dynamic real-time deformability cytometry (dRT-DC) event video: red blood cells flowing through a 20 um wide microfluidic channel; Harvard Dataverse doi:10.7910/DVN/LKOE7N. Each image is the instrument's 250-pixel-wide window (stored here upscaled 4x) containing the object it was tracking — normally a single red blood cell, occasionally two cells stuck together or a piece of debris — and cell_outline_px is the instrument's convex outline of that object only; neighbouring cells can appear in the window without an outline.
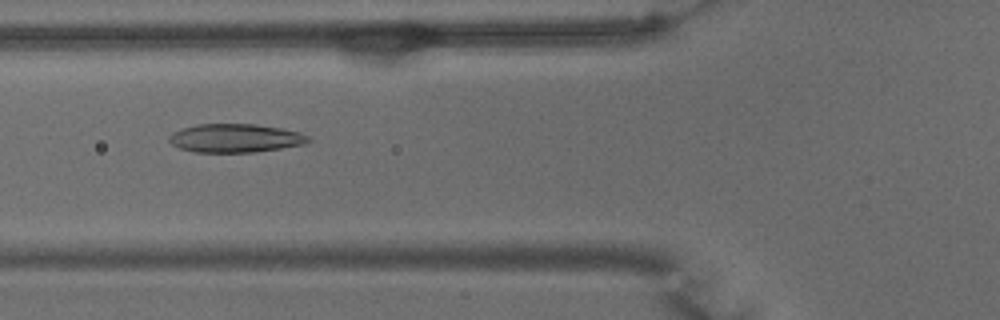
{"species": "common noctule bat (a hibernating species)", "species_latin": "Nyctalus noctula", "temperature_condition": "warm", "stored_images_in_passage": 54, "camera_frame_rate_fps": 3000, "um_per_image_px": 0.085, "animal": {"sex": "male", "body_mass_g": 15.6}, "frame": {"image": 1, "passage_image": 20, "time_ms": 6.333, "image_size_px": [1000, 320], "cell_outline_px": [[312, 140], [304, 144], [280, 148], [252, 152], [196, 152], [180, 148], [172, 144], [168, 140], [168, 136], [172, 132], [196, 124], [256, 124], [280, 128], [300, 132], [308, 136]], "centroid_in_image_um": [19.99, 11.73], "position_along_channel_um": 105.8, "area_um2": 23.06}}
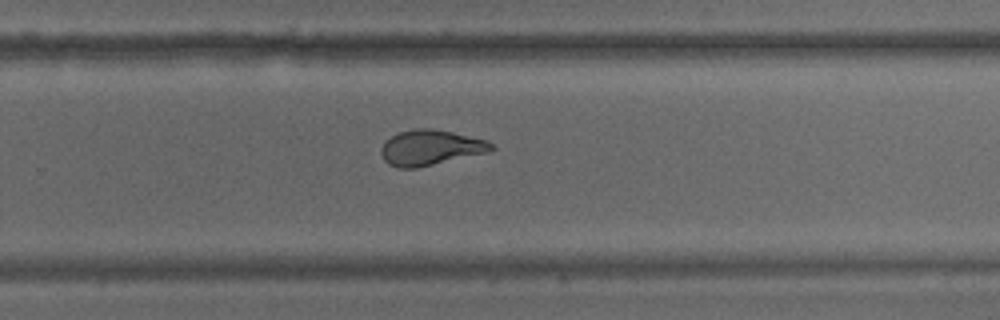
{"frame": {"image": 2, "passage_image": 35, "time_ms": 11.333, "image_size_px": [1000, 320], "cell_outline_px": [[496, 148], [488, 152], [416, 168], [396, 168], [388, 164], [384, 160], [380, 152], [380, 148], [384, 140], [400, 132], [416, 128], [432, 128], [452, 132], [488, 140]], "centroid_in_image_um": [36.56, 12.55], "position_along_channel_um": 293.2, "area_um2": 22.77}}
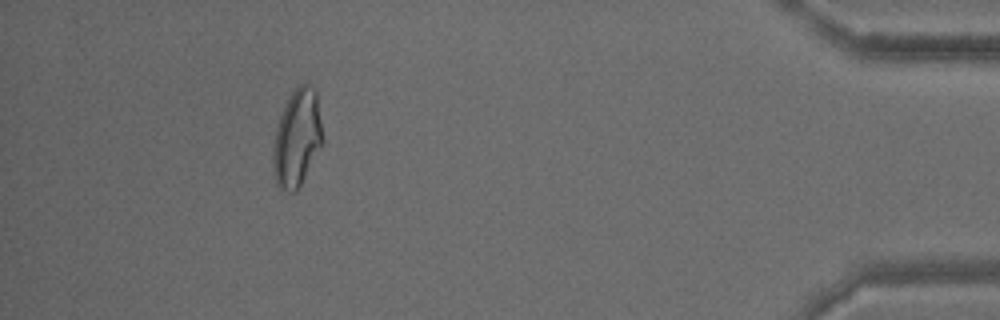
{"frame": {"image": 3, "passage_image": 49, "time_ms": 16.0, "image_size_px": [1000, 320], "cell_outline_px": [[324, 140], [296, 192], [288, 192], [280, 188], [276, 184], [272, 164], [272, 148], [276, 128], [284, 104], [288, 96], [300, 84], [308, 84], [316, 88]], "centroid_in_image_um": [25.24, 11.71], "position_along_channel_um": 410.0, "area_um2": 28.26}, "authors_computed_cell_mechanics": {"area_um2": 24.3049, "velocity_mm_per_s": 3.7501, "shape_relaxation_time_tau1_ms": 5.9793, "shape_relaxation_time_tau2_ms": 1.3454, "deformation_change_tau1": 0.2262, "deformation_change_tau2": 0.0773}}